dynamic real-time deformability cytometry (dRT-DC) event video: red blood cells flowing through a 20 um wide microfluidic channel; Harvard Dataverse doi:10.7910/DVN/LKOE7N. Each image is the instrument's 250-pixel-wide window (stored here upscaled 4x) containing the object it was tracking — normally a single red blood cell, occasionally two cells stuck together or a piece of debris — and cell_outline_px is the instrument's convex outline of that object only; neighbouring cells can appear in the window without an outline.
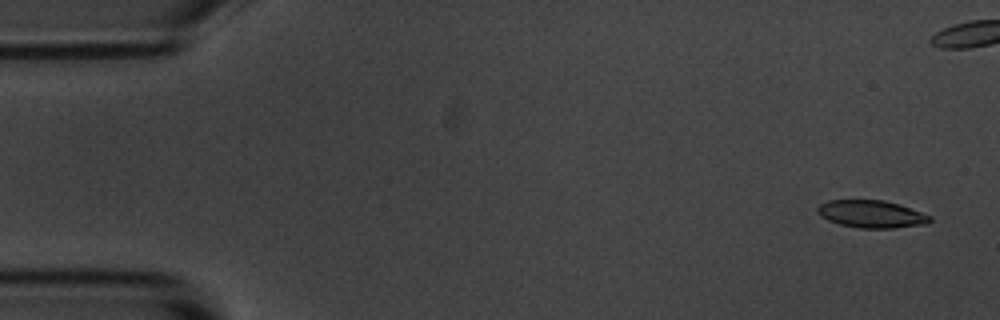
{"species": "common noctule bat (a hibernating species)", "species_latin": "Nyctalus noctula", "temperature_condition": "room temperature", "stored_images_in_passage": 7, "camera_frame_rate_fps": 3000, "um_per_image_px": 0.085, "animal": {"sex": "male", "body_mass_g": 20.1, "forearm_length_mm": 53.5}, "frame": {"image": 1, "passage_image": 1, "time_ms": 0.0, "image_size_px": [1000, 320], "cell_outline_px": [[932, 220], [928, 224], [892, 228], [860, 228], [840, 224], [828, 220], [820, 216], [816, 212], [816, 208], [820, 204], [828, 200], [884, 200], [900, 204], [932, 216]], "centroid_in_image_um": [74.08, 18.19], "position_along_channel_um": 10.9, "area_um2": 18.15}}